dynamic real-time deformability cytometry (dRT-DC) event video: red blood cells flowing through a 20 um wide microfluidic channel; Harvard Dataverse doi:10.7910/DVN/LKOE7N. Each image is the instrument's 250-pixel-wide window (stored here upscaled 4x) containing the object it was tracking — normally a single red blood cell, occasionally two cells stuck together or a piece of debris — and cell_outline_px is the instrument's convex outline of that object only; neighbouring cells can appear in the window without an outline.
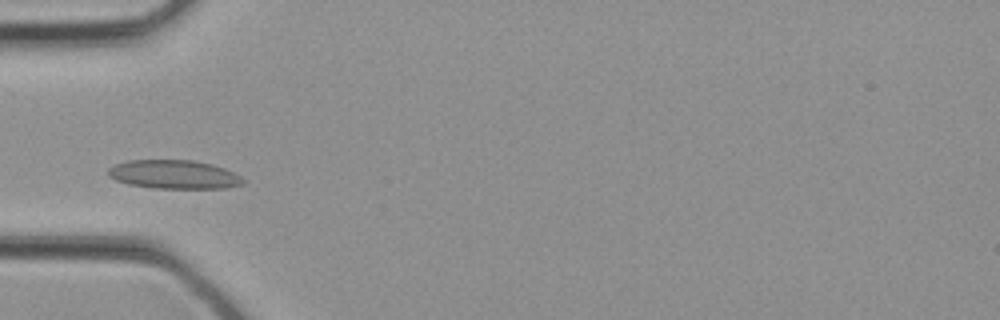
{"species": "common noctule bat (a hibernating species)", "species_latin": "Nyctalus noctula", "temperature_condition": "cold", "stored_images_in_passage": 21, "segment_of_instrument_passage": [1, 2], "camera_frame_rate_fps": 3000, "um_per_image_px": 0.085, "animal": {"sex": "female", "body_mass_g": 21.9}, "frame": {"image": 1, "passage_image": 7, "time_ms": 2.0, "image_size_px": [1000, 320], "cell_outline_px": [[244, 184], [228, 188], [152, 188], [128, 184], [116, 180], [108, 176], [108, 168], [116, 164], [128, 160], [192, 160], [212, 164], [224, 168], [240, 176], [244, 180]], "centroid_in_image_um": [14.78, 14.83], "position_along_channel_um": 70.2, "area_um2": 22.6}}
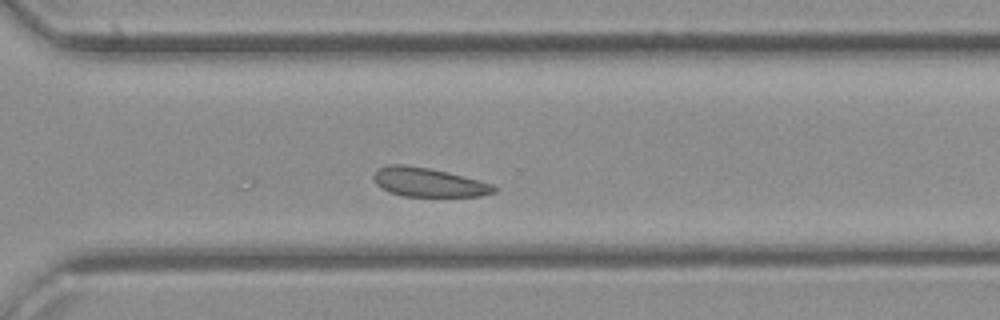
{"frame": {"image": 2, "passage_image": 20, "time_ms": 6.333, "image_size_px": [1000, 320], "cell_outline_px": [[500, 188], [496, 192], [480, 196], [400, 196], [388, 192], [380, 188], [376, 184], [372, 176], [376, 168], [388, 164], [404, 164], [428, 168], [480, 180], [496, 184]], "centroid_in_image_um": [36.41, 15.5], "position_along_channel_um": 334.2, "area_um2": 20.69}}